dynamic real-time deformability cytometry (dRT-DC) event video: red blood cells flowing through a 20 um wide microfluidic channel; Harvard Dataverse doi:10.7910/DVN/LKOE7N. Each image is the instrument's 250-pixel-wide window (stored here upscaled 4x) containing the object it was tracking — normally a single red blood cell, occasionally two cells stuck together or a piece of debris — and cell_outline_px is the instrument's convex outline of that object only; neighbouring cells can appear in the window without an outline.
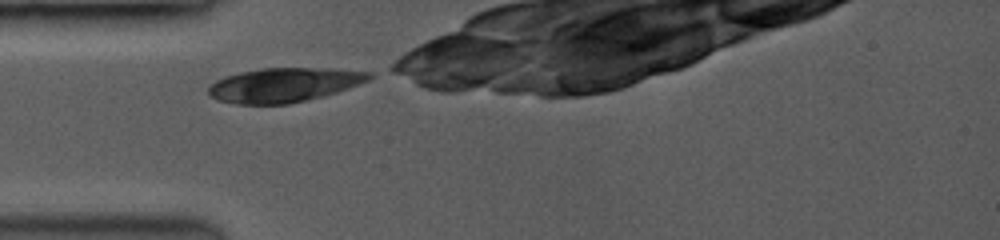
{"species": "common noctule bat (a hibernating species)", "species_latin": "Nyctalus noctula", "temperature_condition": "room temperature", "stored_images_in_passage": 31, "camera_frame_rate_fps": 3500, "um_per_image_px": 0.085, "animal": {"sex": "female", "body_mass_g": 19.0, "forearm_length_mm": 53.3}, "frame": {"image": 1, "passage_image": 1, "time_ms": 0.0, "image_size_px": [1000, 240], "cell_outline_px": [[372, 76], [368, 80], [336, 92], [288, 104], [236, 104], [220, 100], [212, 96], [208, 92], [208, 88], [216, 80], [240, 72], [260, 68], [328, 68], [372, 72]], "centroid_in_image_um": [24.13, 7.21], "position_along_channel_um": 60.9, "area_um2": 31.56}}
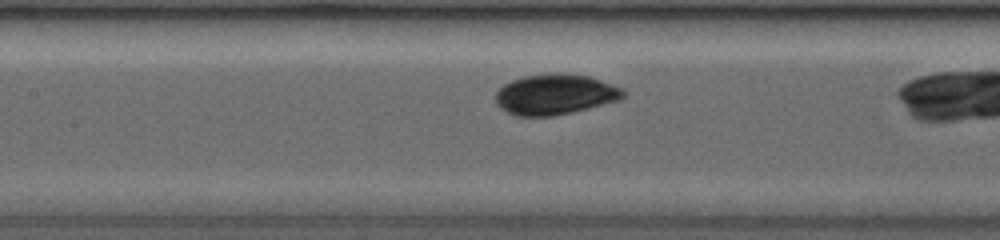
{"frame": {"image": 2, "passage_image": 10, "time_ms": 2.571, "image_size_px": [1000, 240], "cell_outline_px": [[624, 96], [616, 100], [552, 116], [516, 116], [508, 112], [496, 104], [496, 92], [504, 84], [512, 80], [524, 76], [548, 72], [564, 72], [588, 76], [600, 80], [620, 88], [624, 92]], "centroid_in_image_um": [47.11, 7.99], "position_along_channel_um": 160.3, "area_um2": 29.65}}
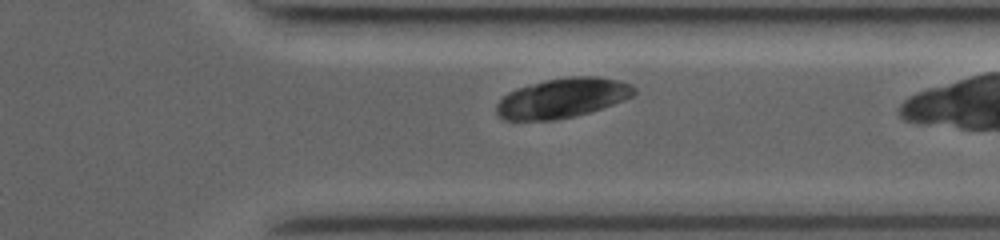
{"frame": {"image": 3, "passage_image": 28, "time_ms": 7.714, "image_size_px": [1000, 240], "cell_outline_px": [[636, 92], [632, 96], [624, 100], [576, 116], [556, 120], [500, 120], [496, 116], [496, 104], [508, 92], [520, 88], [548, 80], [572, 76], [596, 76], [616, 80], [628, 84], [636, 88]], "centroid_in_image_um": [47.77, 8.35], "position_along_channel_um": 363.6, "area_um2": 31.5}}